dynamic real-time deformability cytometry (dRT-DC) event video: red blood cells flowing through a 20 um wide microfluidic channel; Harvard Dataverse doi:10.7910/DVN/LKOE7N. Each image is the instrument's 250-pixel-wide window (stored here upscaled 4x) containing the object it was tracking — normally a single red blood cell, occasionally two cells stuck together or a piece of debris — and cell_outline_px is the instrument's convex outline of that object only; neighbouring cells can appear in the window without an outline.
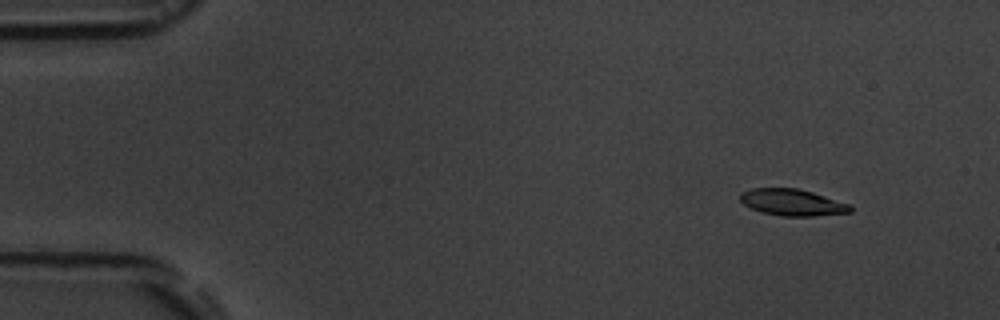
{"species": "common noctule bat (a hibernating species)", "species_latin": "Nyctalus noctula", "temperature_condition": "room temperature", "stored_images_in_passage": 6, "segment_of_instrument_passage": [2, 2], "camera_frame_rate_fps": 3000, "um_per_image_px": 0.085, "animal": {"sex": "male", "body_mass_g": 19.5, "forearm_length_mm": 54.6}, "frame": {"image": 1, "passage_image": 6, "time_ms": 6.667, "image_size_px": [1000, 320], "cell_outline_px": [[852, 212], [812, 216], [780, 216], [764, 212], [752, 208], [744, 204], [740, 200], [740, 192], [752, 188], [800, 188], [852, 204]], "centroid_in_image_um": [67.38, 17.19], "position_along_channel_um": 17.6, "area_um2": 17.17}}